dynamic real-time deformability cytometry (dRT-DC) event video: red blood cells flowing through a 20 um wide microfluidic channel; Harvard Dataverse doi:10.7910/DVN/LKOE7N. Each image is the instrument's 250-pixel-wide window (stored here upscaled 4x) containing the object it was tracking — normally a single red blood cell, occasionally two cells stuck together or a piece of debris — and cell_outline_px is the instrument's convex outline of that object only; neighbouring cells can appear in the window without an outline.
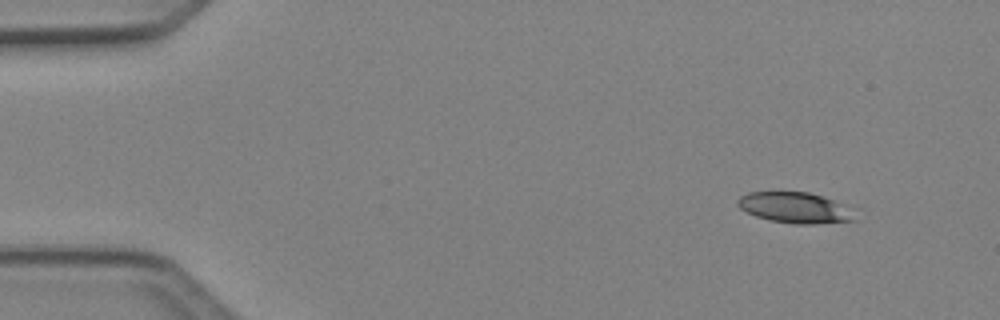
{"species": "Egyptian fruit bat (a non-hibernating species)", "species_latin": "Rousettus aegyptiacus", "temperature_condition": "cold", "stored_images_in_passage": 45, "camera_frame_rate_fps": 3000, "um_per_image_px": 0.085, "animal": {"sex": "female"}, "frame": {"image": 1, "passage_image": 1, "time_ms": 0.0, "image_size_px": [1000, 320], "cell_outline_px": [[856, 220], [816, 224], [792, 224], [768, 220], [756, 216], [740, 208], [736, 204], [736, 200], [740, 196], [748, 192], [808, 192], [824, 196], [856, 208]], "centroid_in_image_um": [67.65, 17.66], "position_along_channel_um": 17.3, "area_um2": 21.56}}
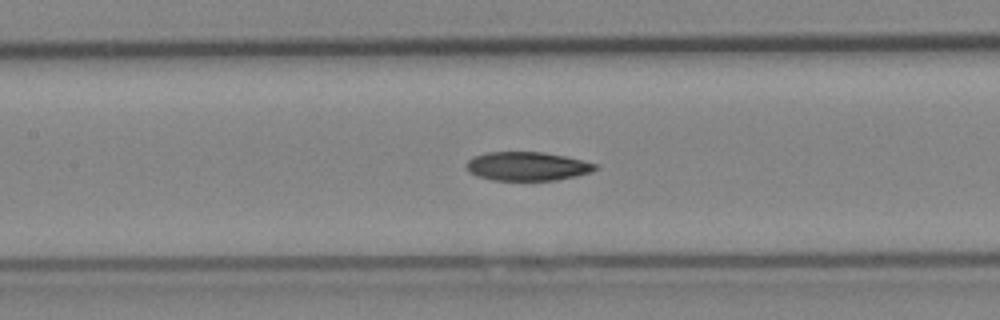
{"frame": {"image": 2, "passage_image": 19, "time_ms": 6.0, "image_size_px": [1000, 320], "cell_outline_px": [[600, 168], [592, 172], [576, 176], [556, 180], [492, 180], [476, 176], [464, 164], [472, 156], [488, 152], [544, 152], [564, 156], [600, 164]], "centroid_in_image_um": [44.86, 14.13], "position_along_channel_um": 162.5, "area_um2": 21.79}}
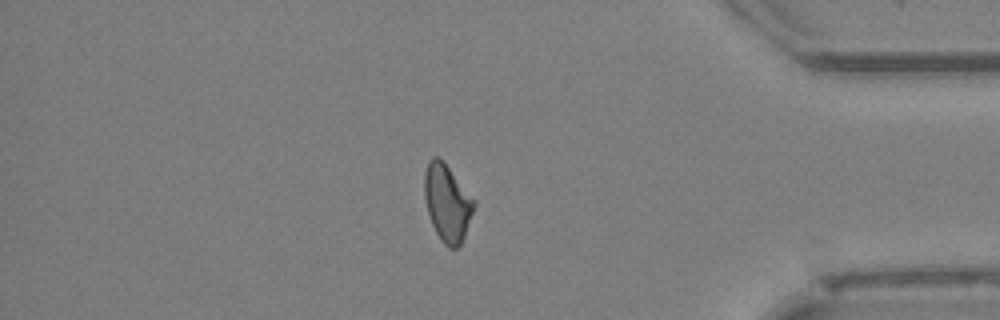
{"frame": {"image": 3, "passage_image": 38, "time_ms": 12.333, "image_size_px": [1000, 320], "cell_outline_px": [[476, 204], [464, 236], [460, 244], [456, 248], [448, 248], [440, 240], [432, 224], [428, 212], [424, 196], [424, 172], [428, 160], [432, 156], [436, 156], [444, 160], [476, 200]], "centroid_in_image_um": [38.02, 17.19], "position_along_channel_um": 397.2, "area_um2": 22.54}, "authors_computed_cell_mechanics": {"area_um2": 22.0796, "velocity_mm_per_s": 4.1753, "shape_relaxation_time_tau1_ms": 10.9974, "shape_relaxation_time_tau2_ms": null, "deformation_change_tau1": 0.2238, "deformation_change_tau2": null}}